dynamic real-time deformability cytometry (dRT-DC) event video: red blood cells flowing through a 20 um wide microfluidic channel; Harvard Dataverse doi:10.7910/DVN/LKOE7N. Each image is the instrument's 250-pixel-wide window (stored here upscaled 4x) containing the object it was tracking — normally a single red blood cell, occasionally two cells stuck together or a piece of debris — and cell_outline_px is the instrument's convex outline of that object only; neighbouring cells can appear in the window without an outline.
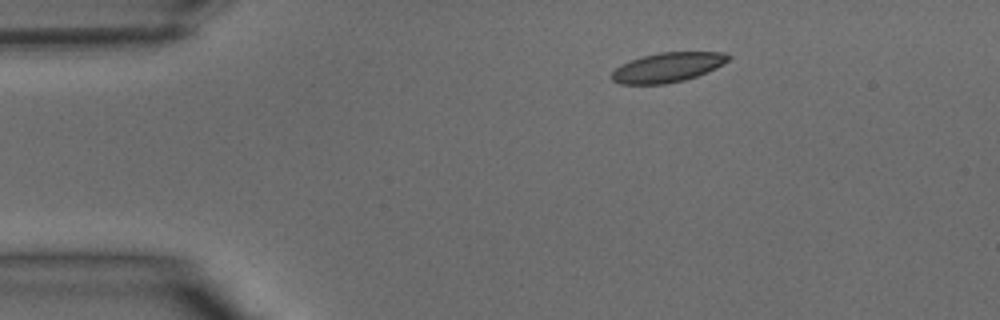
{"species": "common noctule bat (a hibernating species)", "species_latin": "Nyctalus noctula", "temperature_condition": "warm", "stored_images_in_passage": 34, "camera_frame_rate_fps": 3000, "um_per_image_px": 0.085, "animal": {"sex": "male", "body_mass_g": 15.6}, "frame": {"image": 1, "passage_image": 1, "time_ms": 0.0, "image_size_px": [1000, 320], "cell_outline_px": [[732, 56], [728, 60], [716, 68], [696, 76], [684, 80], [664, 84], [620, 84], [612, 80], [612, 72], [616, 68], [632, 60], [644, 56], [660, 52], [724, 52]], "centroid_in_image_um": [56.77, 5.72], "position_along_channel_um": 28.2, "area_um2": 19.83}}
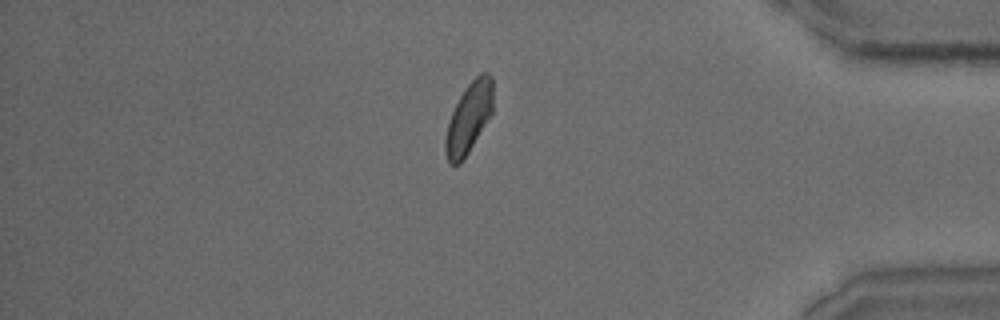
{"frame": {"image": 2, "passage_image": 28, "time_ms": 9.0, "image_size_px": [1000, 320], "cell_outline_px": [[492, 112], [468, 152], [460, 164], [448, 164], [444, 152], [444, 140], [448, 124], [452, 112], [460, 96], [468, 84], [480, 72], [488, 72], [492, 76]], "centroid_in_image_um": [39.83, 10.02], "position_along_channel_um": 395.4, "area_um2": 19.31}}
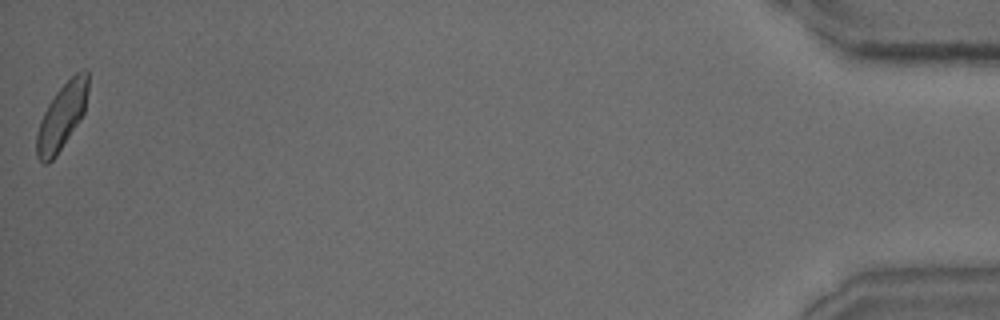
{"frame": {"image": 3, "passage_image": 34, "time_ms": 11.0, "image_size_px": [1000, 320], "cell_outline_px": [[88, 92], [84, 112], [80, 120], [56, 156], [48, 164], [44, 164], [36, 156], [36, 132], [40, 120], [48, 104], [56, 92], [76, 72], [84, 68], [88, 68]], "centroid_in_image_um": [5.25, 9.89], "position_along_channel_um": 429.9, "area_um2": 19.83}}